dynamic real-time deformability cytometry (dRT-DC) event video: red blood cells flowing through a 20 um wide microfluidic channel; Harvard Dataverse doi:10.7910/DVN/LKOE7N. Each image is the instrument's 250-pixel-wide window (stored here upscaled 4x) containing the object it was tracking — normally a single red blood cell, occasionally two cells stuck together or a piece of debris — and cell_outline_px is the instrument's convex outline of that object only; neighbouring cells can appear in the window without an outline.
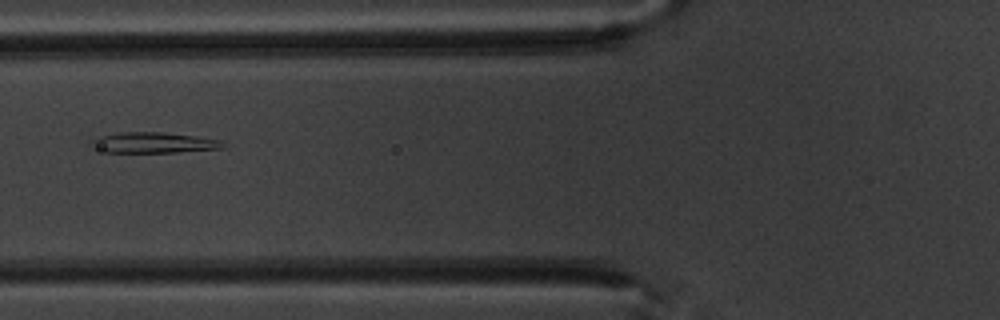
{"species": "common noctule bat (a hibernating species)", "species_latin": "Nyctalus noctula", "temperature_condition": "warm", "stored_images_in_passage": 3, "camera_frame_rate_fps": 3000, "um_per_image_px": 0.085, "animal": {"sex": "male", "body_mass_g": 20.1, "forearm_length_mm": 53.5}, "frame": {"image": 1, "passage_image": 3, "time_ms": 2.333, "image_size_px": [1000, 320], "cell_outline_px": [[228, 144], [220, 148], [176, 152], [108, 152], [88, 144], [88, 140], [96, 136], [120, 132], [164, 132], [196, 136], [220, 140]], "centroid_in_image_um": [13.01, 12.11], "position_along_channel_um": 112.8, "area_um2": 15.9}}